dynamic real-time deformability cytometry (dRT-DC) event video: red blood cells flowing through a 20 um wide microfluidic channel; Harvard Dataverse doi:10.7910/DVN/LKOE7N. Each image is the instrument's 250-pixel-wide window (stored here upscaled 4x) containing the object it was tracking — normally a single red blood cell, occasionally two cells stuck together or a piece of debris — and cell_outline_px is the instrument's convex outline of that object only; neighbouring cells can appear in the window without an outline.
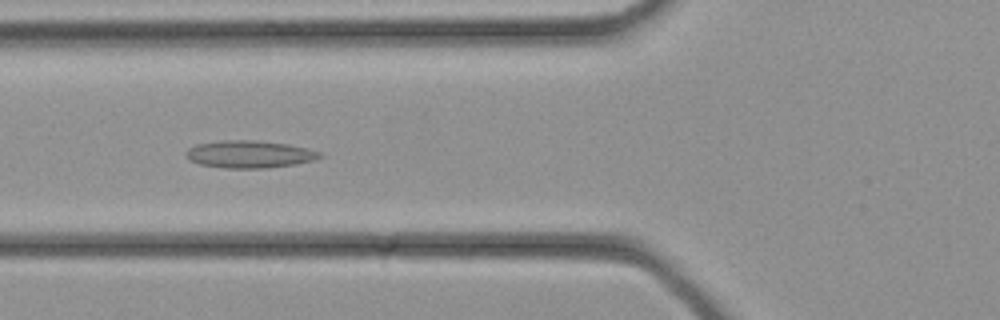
{"species": "common noctule bat (a hibernating species)", "species_latin": "Nyctalus noctula", "temperature_condition": "cold", "stored_images_in_passage": 34, "segment_of_instrument_passage": [1, 2], "camera_frame_rate_fps": 3000, "um_per_image_px": 0.085, "animal": {"sex": "female", "body_mass_g": 21.9}, "frame": {"image": 1, "passage_image": 12, "time_ms": 3.667, "image_size_px": [1000, 320], "cell_outline_px": [[324, 156], [312, 160], [292, 164], [264, 168], [224, 168], [200, 164], [192, 160], [184, 152], [188, 148], [196, 144], [224, 140], [256, 140], [288, 144], [308, 148], [320, 152]], "centroid_in_image_um": [21.2, 13.1], "position_along_channel_um": 104.6, "area_um2": 21.15}}
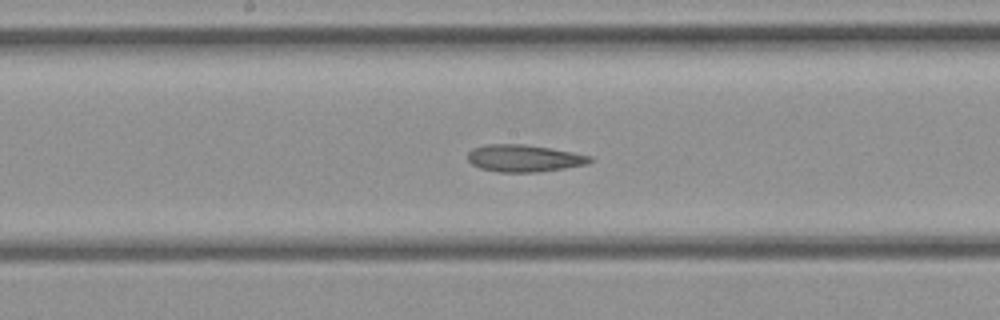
{"frame": {"image": 2, "passage_image": 17, "time_ms": 5.333, "image_size_px": [1000, 320], "cell_outline_px": [[592, 160], [588, 164], [564, 168], [536, 172], [500, 172], [480, 168], [472, 164], [468, 160], [468, 152], [472, 148], [484, 144], [524, 144], [552, 148], [592, 156]], "centroid_in_image_um": [44.53, 13.44], "position_along_channel_um": 203.7, "area_um2": 19.36}}
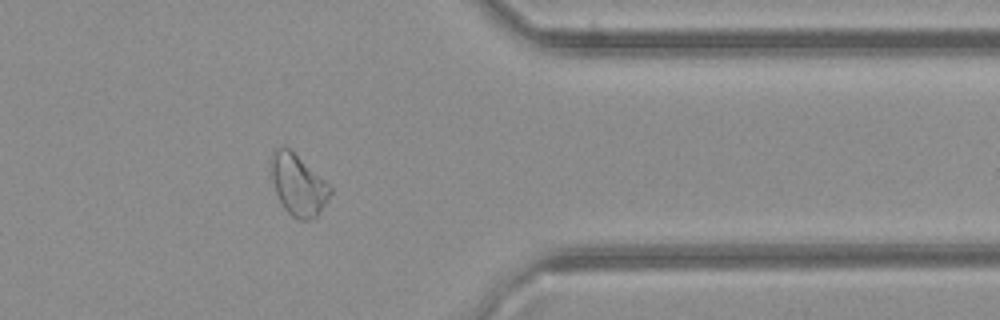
{"frame": {"image": 3, "passage_image": 27, "time_ms": 8.667, "image_size_px": [1000, 320], "cell_outline_px": [[332, 192], [316, 216], [308, 220], [300, 220], [292, 216], [284, 208], [276, 192], [272, 180], [268, 164], [272, 152], [276, 148], [284, 144], [328, 184], [332, 188]], "centroid_in_image_um": [25.28, 15.68], "position_along_channel_um": 386.1, "area_um2": 20.81}}